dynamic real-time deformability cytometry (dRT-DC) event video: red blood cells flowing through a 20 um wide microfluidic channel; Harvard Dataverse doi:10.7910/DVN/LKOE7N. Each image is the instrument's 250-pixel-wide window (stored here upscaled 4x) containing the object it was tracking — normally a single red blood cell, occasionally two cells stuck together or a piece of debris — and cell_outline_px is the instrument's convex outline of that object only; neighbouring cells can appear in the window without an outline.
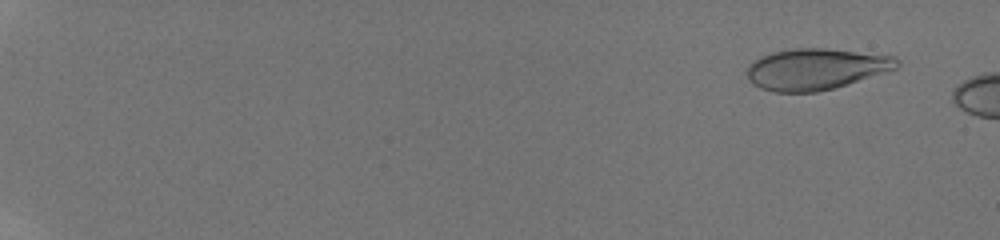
{"species": "human", "species_latin": "Homo sapiens", "temperature_condition": "room temperature", "stored_images_in_passage": 9, "camera_frame_rate_fps": 3000, "um_per_image_px": 0.085, "donor": {"sex": "male"}, "frame": {"image": 1, "passage_image": 3, "time_ms": 1.0, "image_size_px": [1000, 240], "cell_outline_px": [[900, 64], [896, 68], [836, 88], [816, 92], [772, 92], [760, 88], [752, 84], [748, 80], [748, 64], [760, 56], [772, 52], [792, 48], [824, 48], [896, 56], [900, 60]], "centroid_in_image_um": [69.33, 5.87], "position_along_channel_um": 15.7, "area_um2": 36.18}}